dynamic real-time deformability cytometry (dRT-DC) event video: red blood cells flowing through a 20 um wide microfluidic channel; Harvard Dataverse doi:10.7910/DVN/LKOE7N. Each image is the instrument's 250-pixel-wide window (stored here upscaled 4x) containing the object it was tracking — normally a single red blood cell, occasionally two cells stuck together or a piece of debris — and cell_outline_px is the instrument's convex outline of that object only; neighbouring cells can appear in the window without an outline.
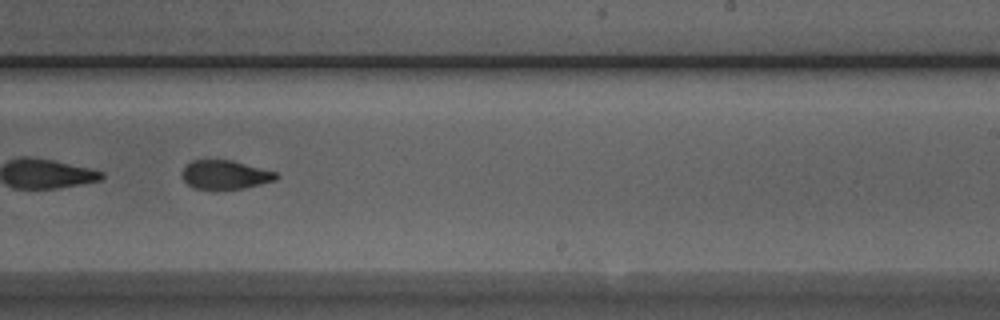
{"species": "Egyptian fruit bat (a non-hibernating species)", "species_latin": "Rousettus aegyptiacus", "temperature_condition": "room temperature", "stored_images_in_passage": 35, "camera_frame_rate_fps": 3000, "um_per_image_px": 0.085, "animal": {"sex": "male"}, "frame": {"image": 1, "passage_image": 16, "time_ms": 5.0, "image_size_px": [1000, 320], "cell_outline_px": [[280, 176], [276, 180], [244, 188], [212, 192], [196, 188], [188, 184], [180, 176], [180, 172], [192, 160], [232, 160], [276, 172]], "centroid_in_image_um": [19.11, 14.89], "position_along_channel_um": 269.9, "area_um2": 16.3}}